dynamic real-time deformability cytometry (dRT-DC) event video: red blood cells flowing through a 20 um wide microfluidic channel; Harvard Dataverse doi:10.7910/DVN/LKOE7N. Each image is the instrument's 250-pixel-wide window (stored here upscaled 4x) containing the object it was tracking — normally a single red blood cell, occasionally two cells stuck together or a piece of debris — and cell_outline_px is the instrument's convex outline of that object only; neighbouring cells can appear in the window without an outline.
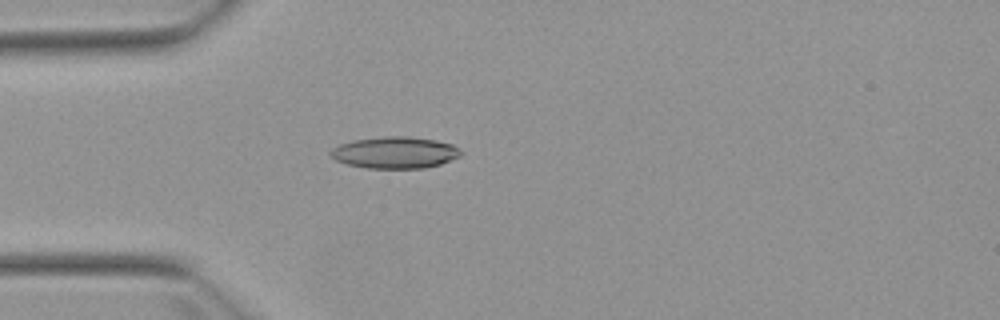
{"species": "Egyptian fruit bat (a non-hibernating species)", "species_latin": "Rousettus aegyptiacus", "temperature_condition": "warm", "stored_images_in_passage": 4, "camera_frame_rate_fps": 3000, "um_per_image_px": 0.085, "animal": {"sex": "female"}, "frame": {"image": 1, "passage_image": 4, "time_ms": 3.667, "image_size_px": [1000, 320], "cell_outline_px": [[460, 156], [440, 164], [424, 168], [368, 168], [348, 164], [336, 160], [328, 152], [332, 148], [340, 144], [352, 140], [388, 136], [404, 136], [436, 140], [452, 144], [460, 152]], "centroid_in_image_um": [33.54, 12.96], "position_along_channel_um": 51.5, "area_um2": 23.76}}